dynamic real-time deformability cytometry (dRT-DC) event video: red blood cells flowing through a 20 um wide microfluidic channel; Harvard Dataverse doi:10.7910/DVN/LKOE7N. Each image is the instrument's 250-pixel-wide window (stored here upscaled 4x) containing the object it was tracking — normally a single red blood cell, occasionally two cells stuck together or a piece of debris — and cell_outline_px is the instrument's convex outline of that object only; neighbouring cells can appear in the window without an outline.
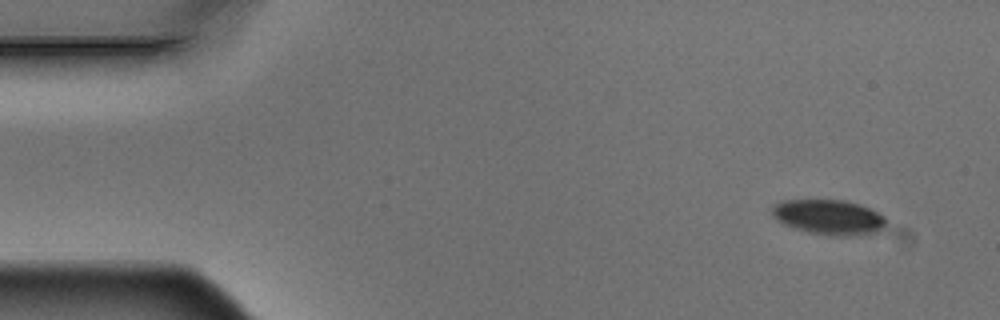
{"species": "Egyptian fruit bat (a non-hibernating species)", "species_latin": "Rousettus aegyptiacus", "temperature_condition": "warm", "stored_images_in_passage": 7, "camera_frame_rate_fps": 3000, "um_per_image_px": 0.085, "animal": {"sex": "male"}, "frame": {"image": 1, "passage_image": 1, "time_ms": 0.0, "image_size_px": [1000, 320], "cell_outline_px": [[888, 220], [884, 228], [880, 232], [856, 236], [832, 236], [808, 232], [784, 224], [772, 216], [772, 208], [776, 204], [784, 200], [844, 200], [868, 208], [884, 216]], "centroid_in_image_um": [70.5, 18.48], "position_along_channel_um": 14.5, "area_um2": 23.29}}
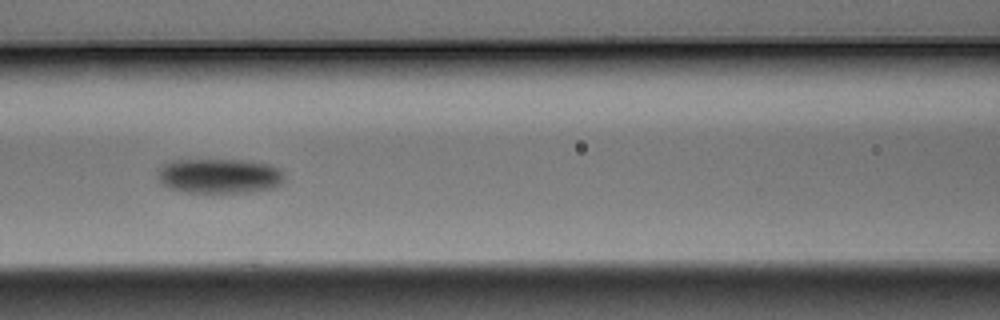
{"frame": {"image": 2, "passage_image": 6, "time_ms": 1.667, "image_size_px": [1000, 320], "cell_outline_px": [[284, 176], [280, 184], [276, 188], [252, 192], [212, 196], [184, 192], [168, 188], [160, 180], [160, 164], [168, 160], [252, 160], [272, 164], [280, 168], [284, 172]], "centroid_in_image_um": [18.69, 14.99], "position_along_channel_um": 147.9, "area_um2": 27.05}}
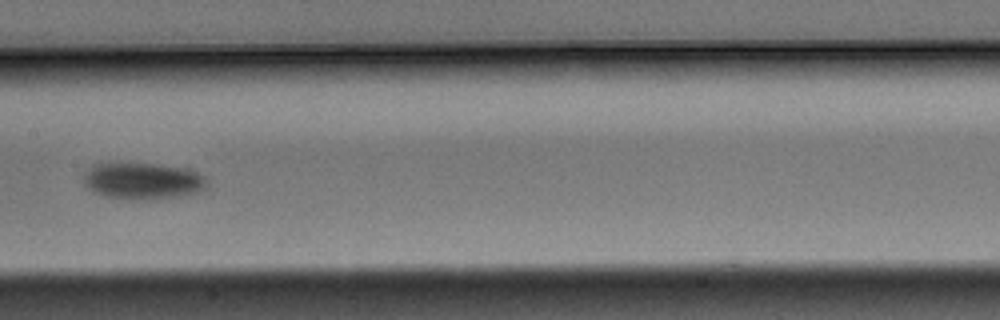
{"frame": {"image": 3, "passage_image": 7, "time_ms": 2.0, "image_size_px": [1000, 320], "cell_outline_px": [[208, 184], [200, 192], [184, 196], [144, 200], [132, 200], [104, 196], [88, 188], [84, 184], [84, 176], [88, 168], [92, 164], [156, 164], [180, 168], [196, 172], [204, 176], [208, 180]], "centroid_in_image_um": [12.15, 15.41], "position_along_channel_um": 195.2, "area_um2": 26.24}}